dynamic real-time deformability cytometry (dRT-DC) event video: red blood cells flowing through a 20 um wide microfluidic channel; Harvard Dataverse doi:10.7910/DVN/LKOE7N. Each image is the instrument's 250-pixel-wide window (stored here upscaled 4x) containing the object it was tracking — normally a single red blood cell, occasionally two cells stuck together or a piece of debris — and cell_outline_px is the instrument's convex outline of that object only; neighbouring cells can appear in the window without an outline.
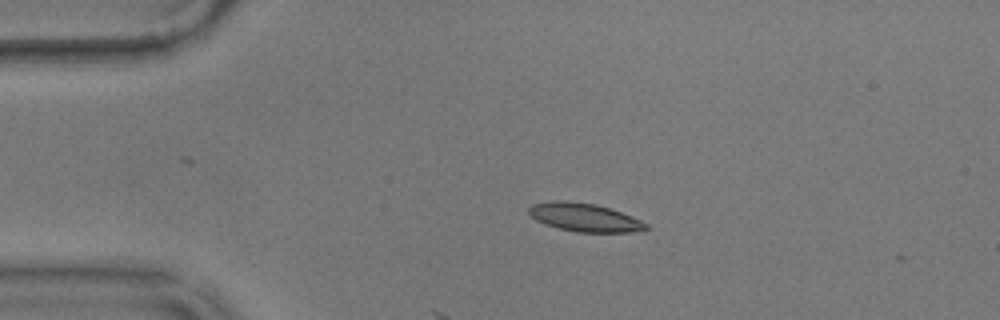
{"species": "common noctule bat (a hibernating species)", "species_latin": "Nyctalus noctula", "temperature_condition": "warm", "stored_images_in_passage": 5, "camera_frame_rate_fps": 3000, "um_per_image_px": 0.085, "animal": {"sex": "male", "body_mass_g": 17.9}, "frame": {"image": 1, "passage_image": 1, "time_ms": 0.0, "image_size_px": [1000, 320], "cell_outline_px": [[648, 228], [632, 232], [576, 232], [560, 228], [536, 220], [528, 212], [528, 208], [532, 204], [552, 200], [564, 200], [596, 204], [620, 212], [640, 220], [648, 224]], "centroid_in_image_um": [49.66, 18.47], "position_along_channel_um": 35.3, "area_um2": 19.07}}